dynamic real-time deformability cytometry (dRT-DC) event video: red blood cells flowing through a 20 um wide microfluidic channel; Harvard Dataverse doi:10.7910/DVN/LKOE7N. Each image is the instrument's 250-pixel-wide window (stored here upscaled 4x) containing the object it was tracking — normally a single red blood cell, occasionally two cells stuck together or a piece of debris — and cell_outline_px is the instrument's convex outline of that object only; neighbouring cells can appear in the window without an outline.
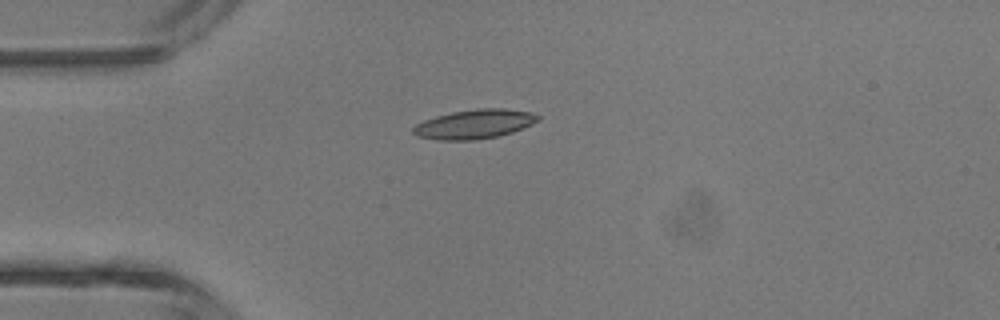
{"species": "common noctule bat (a hibernating species)", "species_latin": "Nyctalus noctula", "temperature_condition": "room temperature", "stored_images_in_passage": 5, "camera_frame_rate_fps": 3000, "um_per_image_px": 0.085, "animal": {"sex": "male", "body_mass_g": 13.3}, "frame": {"image": 1, "passage_image": 5, "time_ms": 4.667, "image_size_px": [1000, 320], "cell_outline_px": [[540, 120], [532, 124], [512, 132], [496, 136], [476, 140], [436, 140], [416, 136], [412, 132], [412, 128], [416, 124], [424, 120], [436, 116], [452, 112], [476, 108], [504, 108], [532, 112], [540, 116]], "centroid_in_image_um": [40.32, 10.54], "position_along_channel_um": 44.7, "area_um2": 21.39}}